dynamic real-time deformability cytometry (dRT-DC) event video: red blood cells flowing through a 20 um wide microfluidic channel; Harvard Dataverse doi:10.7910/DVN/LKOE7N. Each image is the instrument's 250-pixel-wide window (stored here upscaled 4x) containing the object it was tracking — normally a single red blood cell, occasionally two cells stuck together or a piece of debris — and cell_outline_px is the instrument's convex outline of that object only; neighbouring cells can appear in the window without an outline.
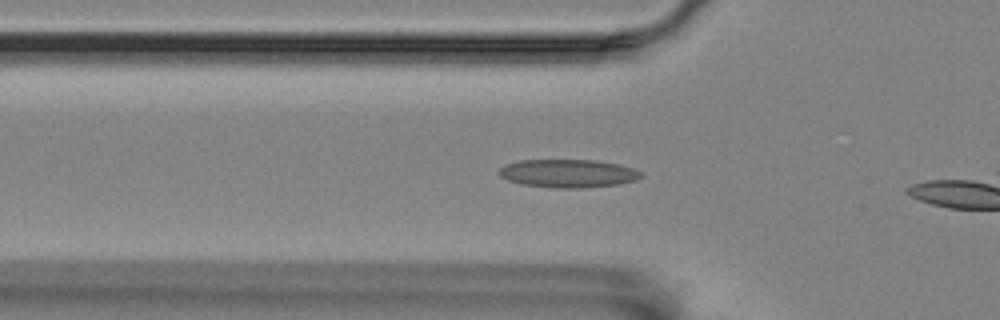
{"species": "Egyptian fruit bat (a non-hibernating species)", "species_latin": "Rousettus aegyptiacus", "temperature_condition": "room temperature", "stored_images_in_passage": 14, "camera_frame_rate_fps": 3000, "um_per_image_px": 0.085, "animal": {"sex": "female"}, "frame": {"image": 1, "passage_image": 8, "time_ms": 2.333, "image_size_px": [1000, 320], "cell_outline_px": [[640, 176], [636, 180], [620, 184], [580, 188], [552, 188], [524, 184], [508, 180], [500, 176], [500, 168], [504, 164], [520, 160], [596, 160], [620, 164], [632, 168], [640, 172]], "centroid_in_image_um": [48.28, 14.73], "position_along_channel_um": 77.5, "area_um2": 23.24}}
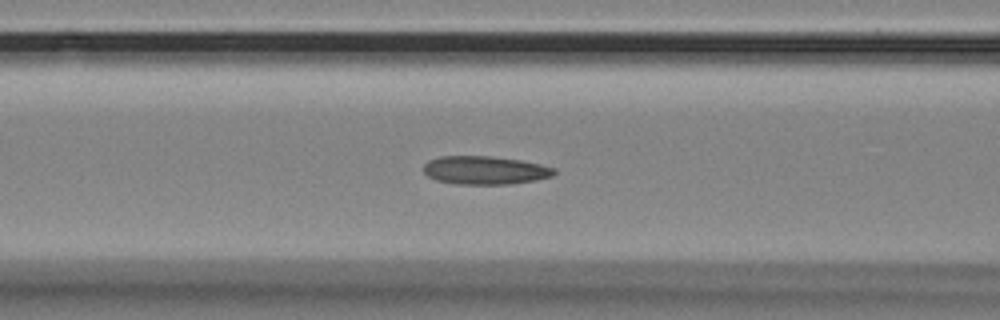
{"frame": {"image": 2, "passage_image": 12, "time_ms": 3.667, "image_size_px": [1000, 320], "cell_outline_px": [[556, 172], [552, 176], [536, 180], [512, 184], [456, 184], [436, 180], [428, 176], [424, 172], [424, 164], [428, 160], [440, 156], [492, 156], [520, 160], [540, 164], [556, 168]], "centroid_in_image_um": [41.23, 14.47], "position_along_channel_um": 125.4, "area_um2": 21.68}}